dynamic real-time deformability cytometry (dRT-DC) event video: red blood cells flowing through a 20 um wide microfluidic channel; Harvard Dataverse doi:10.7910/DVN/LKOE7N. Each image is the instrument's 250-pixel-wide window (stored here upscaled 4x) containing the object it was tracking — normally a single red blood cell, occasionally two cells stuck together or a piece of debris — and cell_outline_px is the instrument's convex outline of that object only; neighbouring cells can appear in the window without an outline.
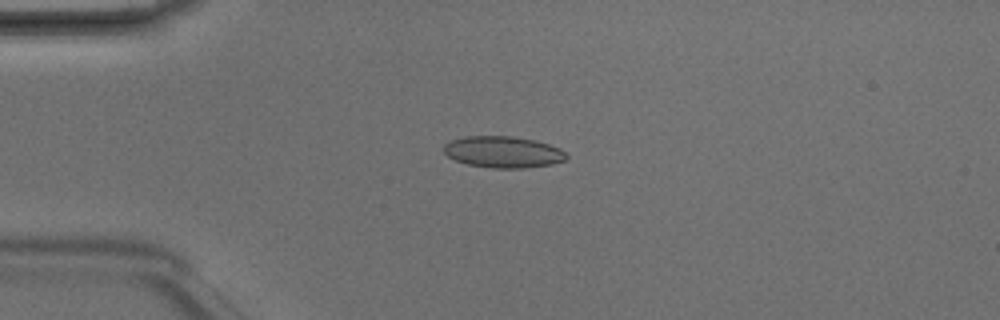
{"species": "Egyptian fruit bat (a non-hibernating species)", "species_latin": "Rousettus aegyptiacus", "temperature_condition": "room temperature", "stored_images_in_passage": 5, "camera_frame_rate_fps": 3000, "um_per_image_px": 0.085, "animal": {"sex": "male"}, "frame": {"image": 1, "passage_image": 4, "time_ms": 1.0, "image_size_px": [1000, 320], "cell_outline_px": [[568, 156], [564, 160], [552, 164], [524, 168], [492, 168], [468, 164], [456, 160], [448, 156], [444, 152], [444, 144], [452, 140], [464, 136], [512, 136], [536, 140], [560, 148]], "centroid_in_image_um": [42.77, 12.91], "position_along_channel_um": 42.2, "area_um2": 22.43}}
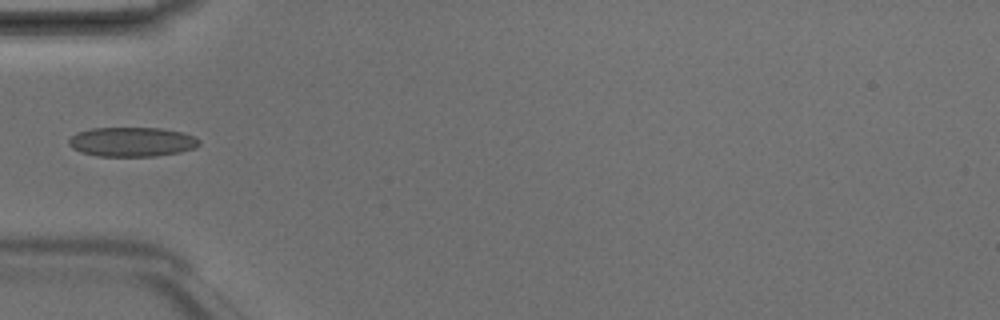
{"frame": {"image": 2, "passage_image": 5, "time_ms": 1.333, "image_size_px": [1000, 320], "cell_outline_px": [[200, 144], [196, 148], [180, 152], [156, 156], [96, 156], [80, 152], [72, 148], [68, 144], [68, 140], [76, 132], [92, 128], [160, 128], [180, 132], [192, 136], [200, 140]], "centroid_in_image_um": [11.19, 12.06], "position_along_channel_um": 73.8, "area_um2": 22.43}}